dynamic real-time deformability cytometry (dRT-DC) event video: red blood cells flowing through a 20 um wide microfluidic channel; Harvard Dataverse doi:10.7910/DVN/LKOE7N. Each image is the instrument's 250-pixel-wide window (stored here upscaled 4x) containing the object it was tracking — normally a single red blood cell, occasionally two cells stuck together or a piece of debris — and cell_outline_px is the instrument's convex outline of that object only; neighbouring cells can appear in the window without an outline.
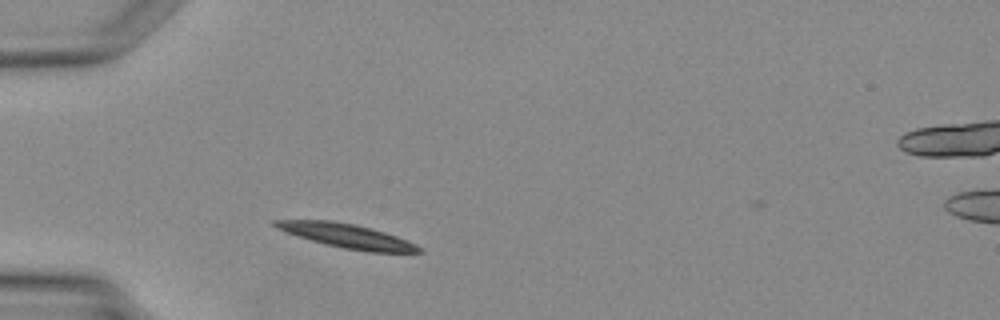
{"species": "Egyptian fruit bat (a non-hibernating species)", "species_latin": "Rousettus aegyptiacus", "temperature_condition": "warm", "stored_images_in_passage": 1, "camera_frame_rate_fps": 3000, "um_per_image_px": 0.085, "animal": {"sex": "female"}, "frame": {"image": 1, "passage_image": 1, "time_ms": 0.0, "image_size_px": [1000, 320], "cell_outline_px": [[424, 252], [368, 252], [344, 248], [324, 244], [296, 236], [284, 232], [276, 228], [272, 224], [272, 220], [332, 220], [356, 224], [384, 232], [408, 240], [416, 244]], "centroid_in_image_um": [29.44, 20.04], "position_along_channel_um": 55.6, "area_um2": 20.29}}